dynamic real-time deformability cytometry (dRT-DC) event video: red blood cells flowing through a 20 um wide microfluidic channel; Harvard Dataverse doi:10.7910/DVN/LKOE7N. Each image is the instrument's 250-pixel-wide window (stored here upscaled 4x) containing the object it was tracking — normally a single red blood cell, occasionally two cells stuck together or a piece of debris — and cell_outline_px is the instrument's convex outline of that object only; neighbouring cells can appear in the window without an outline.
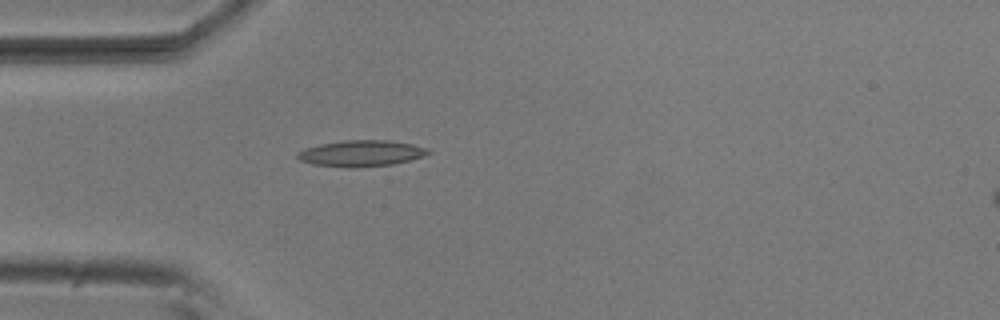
{"species": "common noctule bat (a hibernating species)", "species_latin": "Nyctalus noctula", "temperature_condition": "room temperature", "stored_images_in_passage": 1, "camera_frame_rate_fps": 3000, "um_per_image_px": 0.085, "animal": {"sex": "male", "body_mass_g": 20.5, "forearm_length_mm": 52.5}, "frame": {"image": 1, "passage_image": 1, "time_ms": 0.0, "image_size_px": [1000, 320], "cell_outline_px": [[432, 152], [424, 156], [392, 164], [356, 168], [348, 168], [312, 164], [300, 160], [296, 156], [296, 152], [304, 148], [320, 144], [344, 140], [388, 140], [412, 144], [428, 148]], "centroid_in_image_um": [30.68, 13.03], "position_along_channel_um": 54.3, "area_um2": 20.06}}